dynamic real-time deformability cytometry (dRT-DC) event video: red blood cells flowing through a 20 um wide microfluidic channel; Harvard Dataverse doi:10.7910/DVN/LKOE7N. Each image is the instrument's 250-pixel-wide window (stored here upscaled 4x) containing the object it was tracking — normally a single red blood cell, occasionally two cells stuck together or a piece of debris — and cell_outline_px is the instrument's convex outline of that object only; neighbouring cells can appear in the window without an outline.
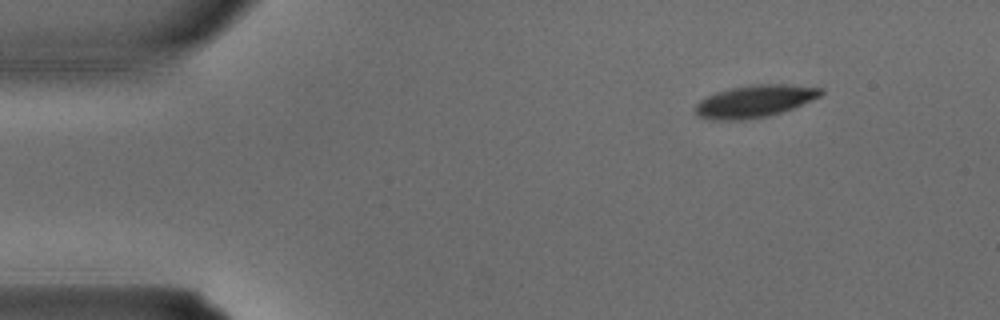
{"species": "common noctule bat (a hibernating species)", "species_latin": "Nyctalus noctula", "temperature_condition": "warm", "stored_images_in_passage": 3, "camera_frame_rate_fps": 3000, "um_per_image_px": 0.085, "animal": {"sex": "male", "body_mass_g": 15.6}, "frame": {"image": 1, "passage_image": 1, "time_ms": 0.0, "image_size_px": [1000, 320], "cell_outline_px": [[824, 92], [820, 96], [792, 108], [768, 116], [740, 120], [708, 120], [696, 116], [692, 108], [700, 100], [716, 92], [732, 88], [752, 84], [784, 84], [824, 88]], "centroid_in_image_um": [64.09, 8.61], "position_along_channel_um": 20.9, "area_um2": 23.64}}
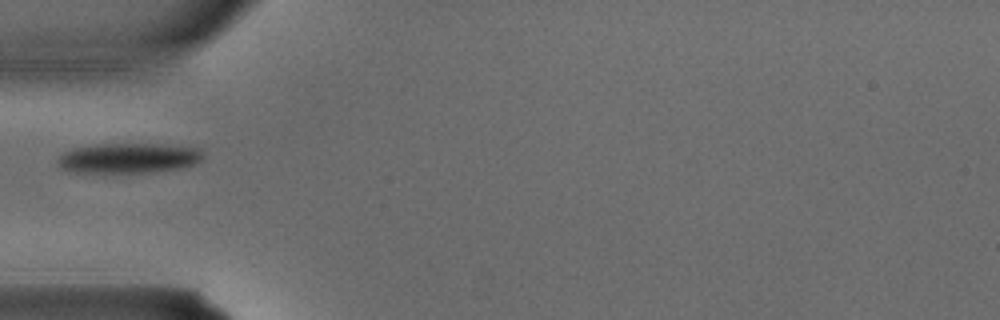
{"frame": {"image": 2, "passage_image": 3, "time_ms": 0.667, "image_size_px": [1000, 320], "cell_outline_px": [[204, 156], [200, 160], [184, 168], [152, 172], [68, 172], [60, 168], [56, 164], [56, 160], [64, 152], [72, 148], [96, 144], [160, 144], [200, 148], [204, 152]], "centroid_in_image_um": [10.9, 13.44], "position_along_channel_um": 74.1, "area_um2": 25.72}}